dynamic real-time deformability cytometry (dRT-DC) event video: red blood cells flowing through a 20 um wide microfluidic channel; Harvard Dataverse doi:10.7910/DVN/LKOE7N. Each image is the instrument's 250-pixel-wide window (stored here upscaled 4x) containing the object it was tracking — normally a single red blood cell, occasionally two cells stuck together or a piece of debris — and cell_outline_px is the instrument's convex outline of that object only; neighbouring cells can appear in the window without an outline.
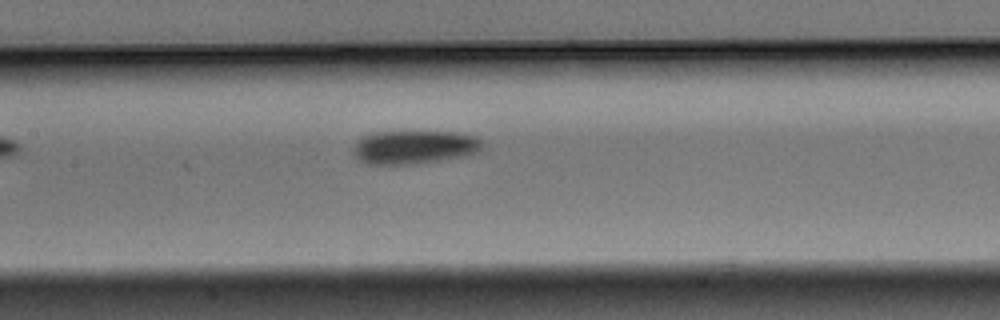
{"species": "Egyptian fruit bat (a non-hibernating species)", "species_latin": "Rousettus aegyptiacus", "temperature_condition": "warm", "stored_images_in_passage": 7, "camera_frame_rate_fps": 3000, "um_per_image_px": 0.085, "animal": {"sex": "male"}, "frame": {"image": 1, "passage_image": 7, "time_ms": 2.0, "image_size_px": [1000, 320], "cell_outline_px": [[480, 148], [476, 152], [460, 156], [440, 160], [416, 164], [368, 164], [356, 160], [352, 152], [352, 148], [360, 136], [372, 132], [456, 132], [476, 136], [480, 140]], "centroid_in_image_um": [35.09, 12.5], "position_along_channel_um": 172.3, "area_um2": 25.2}}